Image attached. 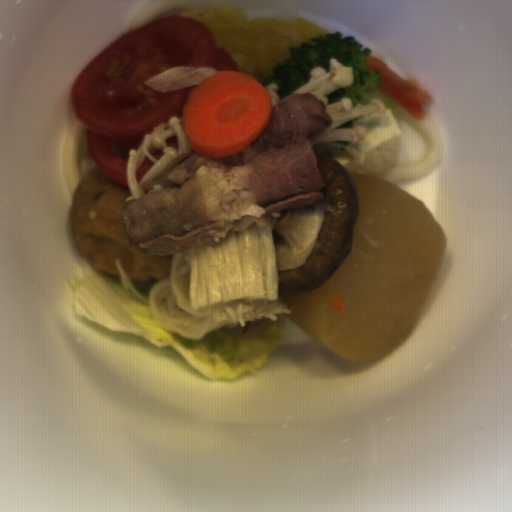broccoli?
<instances>
[{
	"label": "broccoli",
	"mask_w": 512,
	"mask_h": 512,
	"mask_svg": "<svg viewBox=\"0 0 512 512\" xmlns=\"http://www.w3.org/2000/svg\"><path fill=\"white\" fill-rule=\"evenodd\" d=\"M310 41H303L301 46L289 47L290 57L284 59V62H277L273 67L274 73L268 75L266 79H260L262 87L267 88L271 84H277L275 90L279 98L294 93L296 90L306 86L310 79V72L315 68H323L326 74H329L331 60L335 59L344 68H351L353 74V84L348 87H339L326 97L327 104L340 102L343 98H350L352 108L357 103L362 105L371 104V100L379 99L383 101L385 109H389L391 114L398 110V101L390 98L377 90L383 82L378 69L373 72L368 71V57L371 53L370 48L362 51V44L356 38L347 36L342 38V33L334 32L310 38Z\"/></svg>",
	"instance_id": "1"
}]
</instances>
